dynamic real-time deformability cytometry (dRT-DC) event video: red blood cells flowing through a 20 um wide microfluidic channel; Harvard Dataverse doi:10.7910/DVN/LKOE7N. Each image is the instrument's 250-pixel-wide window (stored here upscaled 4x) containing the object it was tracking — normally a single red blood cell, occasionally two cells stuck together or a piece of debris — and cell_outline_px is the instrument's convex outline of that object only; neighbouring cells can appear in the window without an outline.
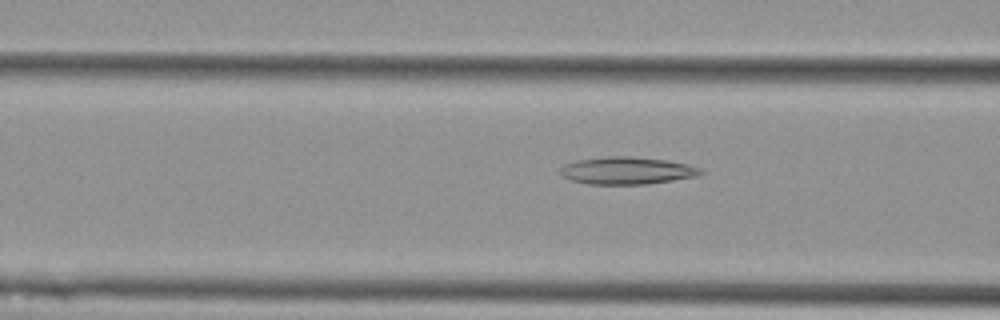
{"species": "Egyptian fruit bat (a non-hibernating species)", "species_latin": "Rousettus aegyptiacus", "temperature_condition": "cold", "stored_images_in_passage": 49, "camera_frame_rate_fps": 3000, "um_per_image_px": 0.085, "animal": {"sex": "female"}, "frame": {"image": 1, "passage_image": 15, "time_ms": 4.667, "image_size_px": [1000, 320], "cell_outline_px": [[704, 172], [700, 176], [648, 184], [588, 184], [572, 180], [560, 176], [560, 168], [564, 164], [576, 160], [608, 156], [632, 156], [668, 160], [688, 164], [700, 168]], "centroid_in_image_um": [53.3, 14.5], "position_along_channel_um": 113.3, "area_um2": 22.66}}
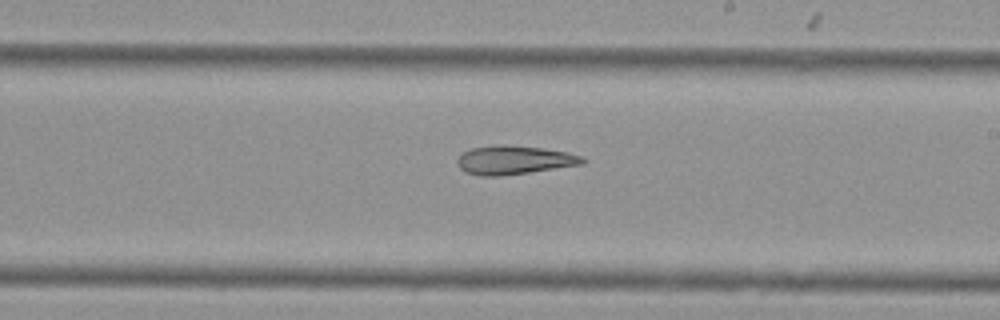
{"frame": {"image": 2, "passage_image": 26, "time_ms": 8.333, "image_size_px": [1000, 320], "cell_outline_px": [[588, 160], [584, 164], [500, 176], [480, 176], [464, 172], [456, 164], [456, 160], [460, 152], [472, 148], [504, 144], [544, 148], [568, 152], [580, 156]], "centroid_in_image_um": [43.66, 13.6], "position_along_channel_um": 245.3, "area_um2": 21.15}}
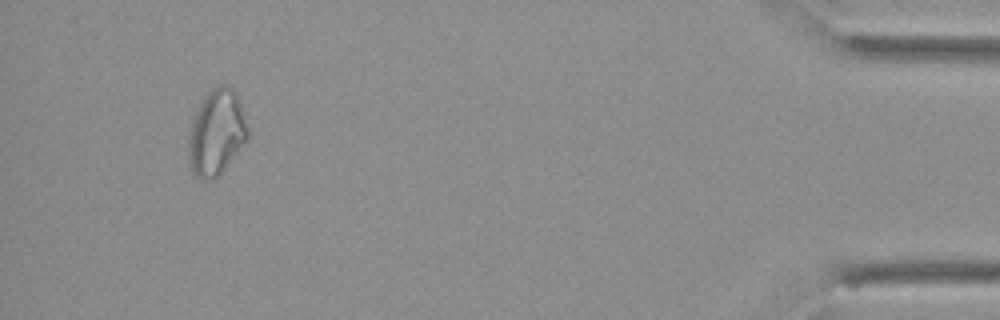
{"frame": {"image": 3, "passage_image": 46, "time_ms": 15.0, "image_size_px": [1000, 320], "cell_outline_px": [[248, 140], [220, 172], [212, 180], [200, 180], [192, 172], [188, 164], [188, 132], [196, 112], [200, 104], [208, 92], [212, 88], [220, 84], [228, 84], [236, 92], [248, 128]], "centroid_in_image_um": [18.38, 11.27], "position_along_channel_um": 416.8, "area_um2": 29.48}}